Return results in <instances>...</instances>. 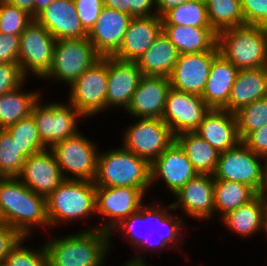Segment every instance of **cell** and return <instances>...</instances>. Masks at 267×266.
<instances>
[{
    "label": "cell",
    "mask_w": 267,
    "mask_h": 266,
    "mask_svg": "<svg viewBox=\"0 0 267 266\" xmlns=\"http://www.w3.org/2000/svg\"><path fill=\"white\" fill-rule=\"evenodd\" d=\"M152 202H145L138 211L125 218L110 233L111 251L115 243L113 239L115 236L118 237V234L121 235L120 238H123H121L122 241L125 240L129 243L128 245L134 247V257L128 258L126 260L128 263L149 265L147 261L149 253L160 255L162 250L170 252L172 248L179 253L183 244H186L187 238L183 232L185 230L187 232L186 226L189 225L187 220L185 223L184 217L174 210L171 203L167 204L155 197ZM141 226L145 231L141 229Z\"/></svg>",
    "instance_id": "cell-1"
},
{
    "label": "cell",
    "mask_w": 267,
    "mask_h": 266,
    "mask_svg": "<svg viewBox=\"0 0 267 266\" xmlns=\"http://www.w3.org/2000/svg\"><path fill=\"white\" fill-rule=\"evenodd\" d=\"M75 231L43 241L48 266H106L107 255L111 254L110 233L98 229Z\"/></svg>",
    "instance_id": "cell-2"
},
{
    "label": "cell",
    "mask_w": 267,
    "mask_h": 266,
    "mask_svg": "<svg viewBox=\"0 0 267 266\" xmlns=\"http://www.w3.org/2000/svg\"><path fill=\"white\" fill-rule=\"evenodd\" d=\"M0 205L6 224L24 237L32 239L38 228L50 229L46 197L33 192L17 177H0Z\"/></svg>",
    "instance_id": "cell-3"
},
{
    "label": "cell",
    "mask_w": 267,
    "mask_h": 266,
    "mask_svg": "<svg viewBox=\"0 0 267 266\" xmlns=\"http://www.w3.org/2000/svg\"><path fill=\"white\" fill-rule=\"evenodd\" d=\"M150 177V164L122 145L99 150L93 181L96 187H134L146 195L151 189Z\"/></svg>",
    "instance_id": "cell-4"
},
{
    "label": "cell",
    "mask_w": 267,
    "mask_h": 266,
    "mask_svg": "<svg viewBox=\"0 0 267 266\" xmlns=\"http://www.w3.org/2000/svg\"><path fill=\"white\" fill-rule=\"evenodd\" d=\"M46 205L50 229L88 221L96 216V186L88 180L64 179L46 198Z\"/></svg>",
    "instance_id": "cell-5"
},
{
    "label": "cell",
    "mask_w": 267,
    "mask_h": 266,
    "mask_svg": "<svg viewBox=\"0 0 267 266\" xmlns=\"http://www.w3.org/2000/svg\"><path fill=\"white\" fill-rule=\"evenodd\" d=\"M220 54L238 70L267 67V27L244 25L217 33Z\"/></svg>",
    "instance_id": "cell-6"
},
{
    "label": "cell",
    "mask_w": 267,
    "mask_h": 266,
    "mask_svg": "<svg viewBox=\"0 0 267 266\" xmlns=\"http://www.w3.org/2000/svg\"><path fill=\"white\" fill-rule=\"evenodd\" d=\"M43 99L41 96L33 105L31 116L42 143L49 149L55 143L79 133L81 130L78 125L86 118L68 101L44 103Z\"/></svg>",
    "instance_id": "cell-7"
},
{
    "label": "cell",
    "mask_w": 267,
    "mask_h": 266,
    "mask_svg": "<svg viewBox=\"0 0 267 266\" xmlns=\"http://www.w3.org/2000/svg\"><path fill=\"white\" fill-rule=\"evenodd\" d=\"M100 58L88 37L56 40L51 69L41 80L69 87Z\"/></svg>",
    "instance_id": "cell-8"
},
{
    "label": "cell",
    "mask_w": 267,
    "mask_h": 266,
    "mask_svg": "<svg viewBox=\"0 0 267 266\" xmlns=\"http://www.w3.org/2000/svg\"><path fill=\"white\" fill-rule=\"evenodd\" d=\"M98 143L80 131L49 148L64 179L94 181L99 153Z\"/></svg>",
    "instance_id": "cell-9"
},
{
    "label": "cell",
    "mask_w": 267,
    "mask_h": 266,
    "mask_svg": "<svg viewBox=\"0 0 267 266\" xmlns=\"http://www.w3.org/2000/svg\"><path fill=\"white\" fill-rule=\"evenodd\" d=\"M108 56L86 69L68 88L67 101L86 119L106 111Z\"/></svg>",
    "instance_id": "cell-10"
},
{
    "label": "cell",
    "mask_w": 267,
    "mask_h": 266,
    "mask_svg": "<svg viewBox=\"0 0 267 266\" xmlns=\"http://www.w3.org/2000/svg\"><path fill=\"white\" fill-rule=\"evenodd\" d=\"M146 196L134 187H96V216H102V221L99 225H87L88 228L81 231L98 229L111 233L125 218L140 209L147 201Z\"/></svg>",
    "instance_id": "cell-11"
},
{
    "label": "cell",
    "mask_w": 267,
    "mask_h": 266,
    "mask_svg": "<svg viewBox=\"0 0 267 266\" xmlns=\"http://www.w3.org/2000/svg\"><path fill=\"white\" fill-rule=\"evenodd\" d=\"M134 119L122 129V146L151 164L175 141V136L160 118Z\"/></svg>",
    "instance_id": "cell-12"
},
{
    "label": "cell",
    "mask_w": 267,
    "mask_h": 266,
    "mask_svg": "<svg viewBox=\"0 0 267 266\" xmlns=\"http://www.w3.org/2000/svg\"><path fill=\"white\" fill-rule=\"evenodd\" d=\"M54 36L35 19L20 34L18 64L22 73L29 79H42L53 63Z\"/></svg>",
    "instance_id": "cell-13"
},
{
    "label": "cell",
    "mask_w": 267,
    "mask_h": 266,
    "mask_svg": "<svg viewBox=\"0 0 267 266\" xmlns=\"http://www.w3.org/2000/svg\"><path fill=\"white\" fill-rule=\"evenodd\" d=\"M265 158L256 155L242 141L219 154L214 179L240 182L261 193L264 182Z\"/></svg>",
    "instance_id": "cell-14"
},
{
    "label": "cell",
    "mask_w": 267,
    "mask_h": 266,
    "mask_svg": "<svg viewBox=\"0 0 267 266\" xmlns=\"http://www.w3.org/2000/svg\"><path fill=\"white\" fill-rule=\"evenodd\" d=\"M210 109L201 95L171 87L161 119L176 136L183 132H194Z\"/></svg>",
    "instance_id": "cell-15"
},
{
    "label": "cell",
    "mask_w": 267,
    "mask_h": 266,
    "mask_svg": "<svg viewBox=\"0 0 267 266\" xmlns=\"http://www.w3.org/2000/svg\"><path fill=\"white\" fill-rule=\"evenodd\" d=\"M171 202L174 210H182L180 215L185 214L196 221H211L214 216V177L213 175H200L189 180L175 194ZM179 208V209H178Z\"/></svg>",
    "instance_id": "cell-16"
},
{
    "label": "cell",
    "mask_w": 267,
    "mask_h": 266,
    "mask_svg": "<svg viewBox=\"0 0 267 266\" xmlns=\"http://www.w3.org/2000/svg\"><path fill=\"white\" fill-rule=\"evenodd\" d=\"M150 167L151 188L162 180L172 195L198 175L184 150L176 141L168 146L150 164Z\"/></svg>",
    "instance_id": "cell-17"
},
{
    "label": "cell",
    "mask_w": 267,
    "mask_h": 266,
    "mask_svg": "<svg viewBox=\"0 0 267 266\" xmlns=\"http://www.w3.org/2000/svg\"><path fill=\"white\" fill-rule=\"evenodd\" d=\"M218 45L211 51L181 54L169 76L172 88L202 95L214 58L219 54Z\"/></svg>",
    "instance_id": "cell-18"
},
{
    "label": "cell",
    "mask_w": 267,
    "mask_h": 266,
    "mask_svg": "<svg viewBox=\"0 0 267 266\" xmlns=\"http://www.w3.org/2000/svg\"><path fill=\"white\" fill-rule=\"evenodd\" d=\"M136 61H123L108 56L106 111L126 110L142 78ZM118 108V109H117ZM121 108V109H120Z\"/></svg>",
    "instance_id": "cell-19"
},
{
    "label": "cell",
    "mask_w": 267,
    "mask_h": 266,
    "mask_svg": "<svg viewBox=\"0 0 267 266\" xmlns=\"http://www.w3.org/2000/svg\"><path fill=\"white\" fill-rule=\"evenodd\" d=\"M171 85L167 77L143 75L127 109L131 118H160Z\"/></svg>",
    "instance_id": "cell-20"
},
{
    "label": "cell",
    "mask_w": 267,
    "mask_h": 266,
    "mask_svg": "<svg viewBox=\"0 0 267 266\" xmlns=\"http://www.w3.org/2000/svg\"><path fill=\"white\" fill-rule=\"evenodd\" d=\"M36 194L48 197L64 180L61 169L50 149L26 157L17 177Z\"/></svg>",
    "instance_id": "cell-21"
},
{
    "label": "cell",
    "mask_w": 267,
    "mask_h": 266,
    "mask_svg": "<svg viewBox=\"0 0 267 266\" xmlns=\"http://www.w3.org/2000/svg\"><path fill=\"white\" fill-rule=\"evenodd\" d=\"M132 18L104 6L87 36L101 57L113 56L118 51Z\"/></svg>",
    "instance_id": "cell-22"
},
{
    "label": "cell",
    "mask_w": 267,
    "mask_h": 266,
    "mask_svg": "<svg viewBox=\"0 0 267 266\" xmlns=\"http://www.w3.org/2000/svg\"><path fill=\"white\" fill-rule=\"evenodd\" d=\"M162 32V18L157 15L133 17L121 46L113 55L123 61H137Z\"/></svg>",
    "instance_id": "cell-23"
},
{
    "label": "cell",
    "mask_w": 267,
    "mask_h": 266,
    "mask_svg": "<svg viewBox=\"0 0 267 266\" xmlns=\"http://www.w3.org/2000/svg\"><path fill=\"white\" fill-rule=\"evenodd\" d=\"M35 20L56 40L88 36V32L80 22L73 0H54L36 16Z\"/></svg>",
    "instance_id": "cell-24"
},
{
    "label": "cell",
    "mask_w": 267,
    "mask_h": 266,
    "mask_svg": "<svg viewBox=\"0 0 267 266\" xmlns=\"http://www.w3.org/2000/svg\"><path fill=\"white\" fill-rule=\"evenodd\" d=\"M194 132L219 153L232 149L241 142L235 113L225 109L211 108Z\"/></svg>",
    "instance_id": "cell-25"
},
{
    "label": "cell",
    "mask_w": 267,
    "mask_h": 266,
    "mask_svg": "<svg viewBox=\"0 0 267 266\" xmlns=\"http://www.w3.org/2000/svg\"><path fill=\"white\" fill-rule=\"evenodd\" d=\"M222 222V223H221ZM220 223L238 237L248 239L265 235V198L257 194L251 201L220 218Z\"/></svg>",
    "instance_id": "cell-26"
},
{
    "label": "cell",
    "mask_w": 267,
    "mask_h": 266,
    "mask_svg": "<svg viewBox=\"0 0 267 266\" xmlns=\"http://www.w3.org/2000/svg\"><path fill=\"white\" fill-rule=\"evenodd\" d=\"M267 97V67L238 70L228 103L222 108L235 113L241 107Z\"/></svg>",
    "instance_id": "cell-27"
},
{
    "label": "cell",
    "mask_w": 267,
    "mask_h": 266,
    "mask_svg": "<svg viewBox=\"0 0 267 266\" xmlns=\"http://www.w3.org/2000/svg\"><path fill=\"white\" fill-rule=\"evenodd\" d=\"M238 69L222 54L213 62L202 99L210 108L222 109L227 103Z\"/></svg>",
    "instance_id": "cell-28"
},
{
    "label": "cell",
    "mask_w": 267,
    "mask_h": 266,
    "mask_svg": "<svg viewBox=\"0 0 267 266\" xmlns=\"http://www.w3.org/2000/svg\"><path fill=\"white\" fill-rule=\"evenodd\" d=\"M162 32L180 55L211 51L217 45V32L212 27L162 25Z\"/></svg>",
    "instance_id": "cell-29"
},
{
    "label": "cell",
    "mask_w": 267,
    "mask_h": 266,
    "mask_svg": "<svg viewBox=\"0 0 267 266\" xmlns=\"http://www.w3.org/2000/svg\"><path fill=\"white\" fill-rule=\"evenodd\" d=\"M179 56L178 49L161 32L136 63L143 75L169 78Z\"/></svg>",
    "instance_id": "cell-30"
},
{
    "label": "cell",
    "mask_w": 267,
    "mask_h": 266,
    "mask_svg": "<svg viewBox=\"0 0 267 266\" xmlns=\"http://www.w3.org/2000/svg\"><path fill=\"white\" fill-rule=\"evenodd\" d=\"M27 83L28 81L19 88L0 96V129H5L19 120L29 117L33 105L44 95L39 88L26 90Z\"/></svg>",
    "instance_id": "cell-31"
},
{
    "label": "cell",
    "mask_w": 267,
    "mask_h": 266,
    "mask_svg": "<svg viewBox=\"0 0 267 266\" xmlns=\"http://www.w3.org/2000/svg\"><path fill=\"white\" fill-rule=\"evenodd\" d=\"M175 141L184 150L195 171L200 175H213L219 159V152L195 132H183Z\"/></svg>",
    "instance_id": "cell-32"
},
{
    "label": "cell",
    "mask_w": 267,
    "mask_h": 266,
    "mask_svg": "<svg viewBox=\"0 0 267 266\" xmlns=\"http://www.w3.org/2000/svg\"><path fill=\"white\" fill-rule=\"evenodd\" d=\"M256 195L257 193L246 184L228 180L214 179L213 219H217V216L220 219L226 213L248 203Z\"/></svg>",
    "instance_id": "cell-33"
},
{
    "label": "cell",
    "mask_w": 267,
    "mask_h": 266,
    "mask_svg": "<svg viewBox=\"0 0 267 266\" xmlns=\"http://www.w3.org/2000/svg\"><path fill=\"white\" fill-rule=\"evenodd\" d=\"M205 4L208 22L217 33L245 25L241 0H205Z\"/></svg>",
    "instance_id": "cell-34"
},
{
    "label": "cell",
    "mask_w": 267,
    "mask_h": 266,
    "mask_svg": "<svg viewBox=\"0 0 267 266\" xmlns=\"http://www.w3.org/2000/svg\"><path fill=\"white\" fill-rule=\"evenodd\" d=\"M162 25L211 27L207 18L205 0H189L171 9L162 17Z\"/></svg>",
    "instance_id": "cell-35"
},
{
    "label": "cell",
    "mask_w": 267,
    "mask_h": 266,
    "mask_svg": "<svg viewBox=\"0 0 267 266\" xmlns=\"http://www.w3.org/2000/svg\"><path fill=\"white\" fill-rule=\"evenodd\" d=\"M5 129L9 132L13 141L16 142L21 153L26 157L47 149L40 139L37 126L31 115Z\"/></svg>",
    "instance_id": "cell-36"
},
{
    "label": "cell",
    "mask_w": 267,
    "mask_h": 266,
    "mask_svg": "<svg viewBox=\"0 0 267 266\" xmlns=\"http://www.w3.org/2000/svg\"><path fill=\"white\" fill-rule=\"evenodd\" d=\"M26 156L6 129H0V177H18Z\"/></svg>",
    "instance_id": "cell-37"
},
{
    "label": "cell",
    "mask_w": 267,
    "mask_h": 266,
    "mask_svg": "<svg viewBox=\"0 0 267 266\" xmlns=\"http://www.w3.org/2000/svg\"><path fill=\"white\" fill-rule=\"evenodd\" d=\"M241 141L254 130L267 125V97L241 107L235 112Z\"/></svg>",
    "instance_id": "cell-38"
},
{
    "label": "cell",
    "mask_w": 267,
    "mask_h": 266,
    "mask_svg": "<svg viewBox=\"0 0 267 266\" xmlns=\"http://www.w3.org/2000/svg\"><path fill=\"white\" fill-rule=\"evenodd\" d=\"M28 240H31L30 237H25L17 244L6 257L3 266H48L44 244L40 243L37 245L39 247L24 245Z\"/></svg>",
    "instance_id": "cell-39"
},
{
    "label": "cell",
    "mask_w": 267,
    "mask_h": 266,
    "mask_svg": "<svg viewBox=\"0 0 267 266\" xmlns=\"http://www.w3.org/2000/svg\"><path fill=\"white\" fill-rule=\"evenodd\" d=\"M33 18L5 0L0 2V33L20 35Z\"/></svg>",
    "instance_id": "cell-40"
},
{
    "label": "cell",
    "mask_w": 267,
    "mask_h": 266,
    "mask_svg": "<svg viewBox=\"0 0 267 266\" xmlns=\"http://www.w3.org/2000/svg\"><path fill=\"white\" fill-rule=\"evenodd\" d=\"M27 80L18 63H0V96L19 88Z\"/></svg>",
    "instance_id": "cell-41"
},
{
    "label": "cell",
    "mask_w": 267,
    "mask_h": 266,
    "mask_svg": "<svg viewBox=\"0 0 267 266\" xmlns=\"http://www.w3.org/2000/svg\"><path fill=\"white\" fill-rule=\"evenodd\" d=\"M83 28L89 32L97 21L102 9L103 0H73Z\"/></svg>",
    "instance_id": "cell-42"
},
{
    "label": "cell",
    "mask_w": 267,
    "mask_h": 266,
    "mask_svg": "<svg viewBox=\"0 0 267 266\" xmlns=\"http://www.w3.org/2000/svg\"><path fill=\"white\" fill-rule=\"evenodd\" d=\"M245 25L267 27V0H241Z\"/></svg>",
    "instance_id": "cell-43"
},
{
    "label": "cell",
    "mask_w": 267,
    "mask_h": 266,
    "mask_svg": "<svg viewBox=\"0 0 267 266\" xmlns=\"http://www.w3.org/2000/svg\"><path fill=\"white\" fill-rule=\"evenodd\" d=\"M20 35L0 33V63H18Z\"/></svg>",
    "instance_id": "cell-44"
},
{
    "label": "cell",
    "mask_w": 267,
    "mask_h": 266,
    "mask_svg": "<svg viewBox=\"0 0 267 266\" xmlns=\"http://www.w3.org/2000/svg\"><path fill=\"white\" fill-rule=\"evenodd\" d=\"M25 238L17 229L9 225L0 226V266H3L8 254Z\"/></svg>",
    "instance_id": "cell-45"
},
{
    "label": "cell",
    "mask_w": 267,
    "mask_h": 266,
    "mask_svg": "<svg viewBox=\"0 0 267 266\" xmlns=\"http://www.w3.org/2000/svg\"><path fill=\"white\" fill-rule=\"evenodd\" d=\"M242 142L256 155L267 158V125L250 132Z\"/></svg>",
    "instance_id": "cell-46"
},
{
    "label": "cell",
    "mask_w": 267,
    "mask_h": 266,
    "mask_svg": "<svg viewBox=\"0 0 267 266\" xmlns=\"http://www.w3.org/2000/svg\"><path fill=\"white\" fill-rule=\"evenodd\" d=\"M127 14L132 17L156 15L155 0H127Z\"/></svg>",
    "instance_id": "cell-47"
},
{
    "label": "cell",
    "mask_w": 267,
    "mask_h": 266,
    "mask_svg": "<svg viewBox=\"0 0 267 266\" xmlns=\"http://www.w3.org/2000/svg\"><path fill=\"white\" fill-rule=\"evenodd\" d=\"M187 1L189 0H155L156 15L162 18L168 11Z\"/></svg>",
    "instance_id": "cell-48"
},
{
    "label": "cell",
    "mask_w": 267,
    "mask_h": 266,
    "mask_svg": "<svg viewBox=\"0 0 267 266\" xmlns=\"http://www.w3.org/2000/svg\"><path fill=\"white\" fill-rule=\"evenodd\" d=\"M9 4L16 6L26 12L34 19V2L35 0H5Z\"/></svg>",
    "instance_id": "cell-49"
},
{
    "label": "cell",
    "mask_w": 267,
    "mask_h": 266,
    "mask_svg": "<svg viewBox=\"0 0 267 266\" xmlns=\"http://www.w3.org/2000/svg\"><path fill=\"white\" fill-rule=\"evenodd\" d=\"M105 7L127 14V0H103Z\"/></svg>",
    "instance_id": "cell-50"
},
{
    "label": "cell",
    "mask_w": 267,
    "mask_h": 266,
    "mask_svg": "<svg viewBox=\"0 0 267 266\" xmlns=\"http://www.w3.org/2000/svg\"><path fill=\"white\" fill-rule=\"evenodd\" d=\"M54 0H35L34 2V19L47 8Z\"/></svg>",
    "instance_id": "cell-51"
},
{
    "label": "cell",
    "mask_w": 267,
    "mask_h": 266,
    "mask_svg": "<svg viewBox=\"0 0 267 266\" xmlns=\"http://www.w3.org/2000/svg\"><path fill=\"white\" fill-rule=\"evenodd\" d=\"M265 199L267 198V158H265V165H264V182L263 187L260 193Z\"/></svg>",
    "instance_id": "cell-52"
},
{
    "label": "cell",
    "mask_w": 267,
    "mask_h": 266,
    "mask_svg": "<svg viewBox=\"0 0 267 266\" xmlns=\"http://www.w3.org/2000/svg\"><path fill=\"white\" fill-rule=\"evenodd\" d=\"M267 239V198L265 199V235Z\"/></svg>",
    "instance_id": "cell-53"
},
{
    "label": "cell",
    "mask_w": 267,
    "mask_h": 266,
    "mask_svg": "<svg viewBox=\"0 0 267 266\" xmlns=\"http://www.w3.org/2000/svg\"><path fill=\"white\" fill-rule=\"evenodd\" d=\"M6 225L5 216L0 205V226Z\"/></svg>",
    "instance_id": "cell-54"
},
{
    "label": "cell",
    "mask_w": 267,
    "mask_h": 266,
    "mask_svg": "<svg viewBox=\"0 0 267 266\" xmlns=\"http://www.w3.org/2000/svg\"><path fill=\"white\" fill-rule=\"evenodd\" d=\"M121 266H150V265H140V264H132L128 262H123Z\"/></svg>",
    "instance_id": "cell-55"
}]
</instances>
